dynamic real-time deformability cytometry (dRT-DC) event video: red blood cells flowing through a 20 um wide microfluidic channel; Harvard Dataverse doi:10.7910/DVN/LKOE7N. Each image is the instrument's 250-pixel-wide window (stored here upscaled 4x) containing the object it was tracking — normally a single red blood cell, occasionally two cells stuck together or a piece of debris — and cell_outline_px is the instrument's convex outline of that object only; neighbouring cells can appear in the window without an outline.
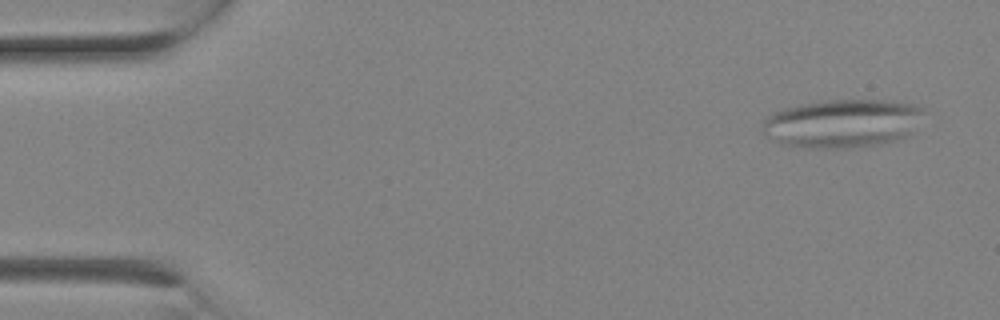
{"species": "Egyptian fruit bat (a non-hibernating species)", "species_latin": "Rousettus aegyptiacus", "temperature_condition": "room temperature", "stored_images_in_passage": 1, "camera_frame_rate_fps": 3000, "um_per_image_px": 0.085, "animal": {"sex": "female"}, "frame": {"image": 1, "passage_image": 1, "time_ms": 0.0, "image_size_px": [1000, 320], "cell_outline_px": [[924, 108], [912, 132], [908, 136], [880, 144], [848, 148], [808, 148], [780, 144], [764, 136], [760, 132], [764, 116], [784, 108], [804, 104], [828, 100], [884, 100], [912, 104]], "centroid_in_image_um": [71.51, 10.5], "position_along_channel_um": 13.5, "area_um2": 45.66}}